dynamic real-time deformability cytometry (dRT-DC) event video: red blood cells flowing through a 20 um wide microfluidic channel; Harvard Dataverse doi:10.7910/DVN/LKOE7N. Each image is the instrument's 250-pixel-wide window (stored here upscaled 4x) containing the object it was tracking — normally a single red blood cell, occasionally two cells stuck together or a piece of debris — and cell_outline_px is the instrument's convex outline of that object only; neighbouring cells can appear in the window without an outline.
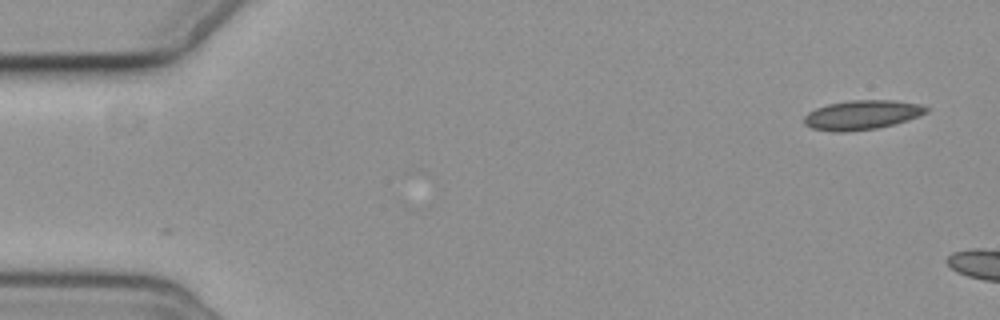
{"species": "common noctule bat (a hibernating species)", "species_latin": "Nyctalus noctula", "temperature_condition": "cold", "stored_images_in_passage": 3, "camera_frame_rate_fps": 3000, "um_per_image_px": 0.085, "animal": {"sex": "female", "body_mass_g": 19.3, "forearm_length_mm": 54.1}, "frame": {"image": 1, "passage_image": 1, "time_ms": 0.0, "image_size_px": [1000, 320], "cell_outline_px": [[928, 112], [920, 116], [896, 124], [876, 128], [844, 132], [832, 132], [812, 128], [804, 124], [804, 116], [808, 112], [816, 108], [828, 104], [848, 100], [896, 100], [920, 104], [928, 108]], "centroid_in_image_um": [73.28, 9.76], "position_along_channel_um": 11.7, "area_um2": 21.1}}